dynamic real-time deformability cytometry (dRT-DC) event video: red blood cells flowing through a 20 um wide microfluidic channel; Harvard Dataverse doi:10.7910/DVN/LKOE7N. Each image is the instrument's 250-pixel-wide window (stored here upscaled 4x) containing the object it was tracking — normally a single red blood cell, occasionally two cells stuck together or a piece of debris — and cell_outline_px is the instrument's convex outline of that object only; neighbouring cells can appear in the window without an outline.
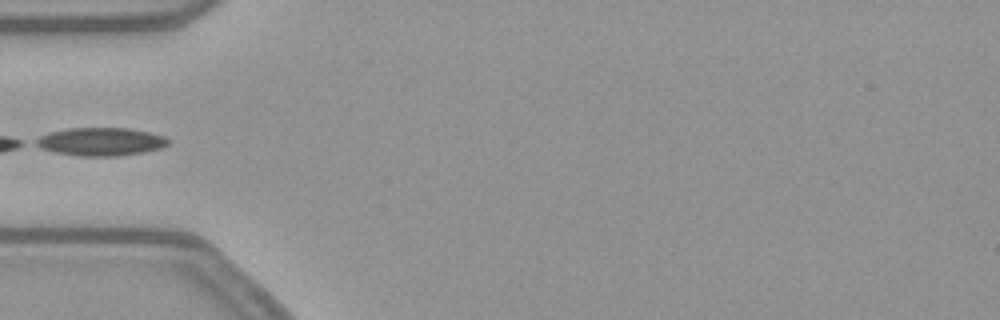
{"species": "common noctule bat (a hibernating species)", "species_latin": "Nyctalus noctula", "temperature_condition": "warm", "stored_images_in_passage": 34, "camera_frame_rate_fps": 3000, "um_per_image_px": 0.085, "animal": {"sex": "female", "body_mass_g": 21.9}, "frame": {"image": 1, "passage_image": 1, "time_ms": 0.0, "image_size_px": [1000, 320], "cell_outline_px": [[168, 144], [160, 148], [144, 152], [120, 156], [80, 156], [52, 152], [40, 148], [32, 144], [32, 140], [48, 132], [68, 128], [128, 128], [148, 132], [164, 136], [168, 140]], "centroid_in_image_um": [8.48, 12.04], "position_along_channel_um": 76.5, "area_um2": 21.91}}